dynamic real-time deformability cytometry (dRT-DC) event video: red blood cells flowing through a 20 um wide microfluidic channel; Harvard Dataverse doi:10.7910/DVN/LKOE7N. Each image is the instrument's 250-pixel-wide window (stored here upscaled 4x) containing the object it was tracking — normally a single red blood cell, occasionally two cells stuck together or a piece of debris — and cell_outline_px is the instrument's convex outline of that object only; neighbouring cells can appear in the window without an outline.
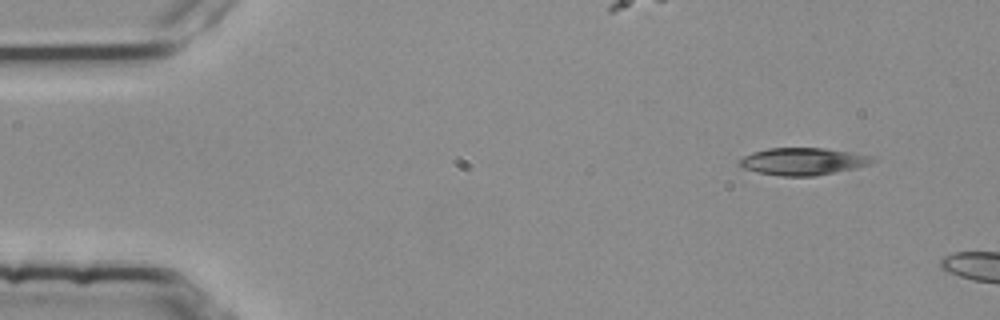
{"species": "common noctule bat (a hibernating species)", "species_latin": "Nyctalus noctula", "temperature_condition": "room temperature", "stored_images_in_passage": 5, "camera_frame_rate_fps": 3000, "um_per_image_px": 0.085, "animal": {"sex": "female", "body_mass_g": 25.1}, "frame": {"image": 1, "passage_image": 1, "time_ms": 0.0, "image_size_px": [1000, 320], "cell_outline_px": [[876, 160], [868, 164], [856, 168], [812, 176], [780, 176], [756, 172], [740, 168], [736, 164], [744, 156], [752, 152], [768, 148], [824, 148], [852, 152], [868, 156]], "centroid_in_image_um": [68.16, 13.72], "position_along_channel_um": 16.8, "area_um2": 21.1}}
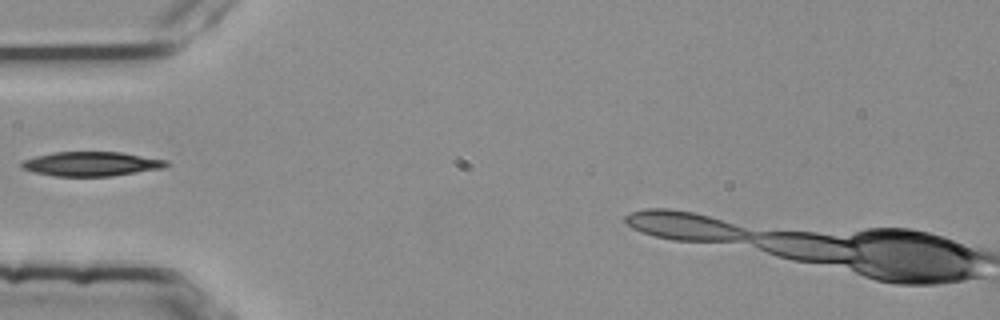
{"frame": {"image": 2, "passage_image": 4, "time_ms": 1.0, "image_size_px": [1000, 320], "cell_outline_px": [[172, 164], [164, 168], [112, 176], [56, 176], [36, 172], [24, 168], [20, 164], [24, 160], [36, 156], [52, 152], [124, 152], [168, 160]], "centroid_in_image_um": [7.86, 13.92], "position_along_channel_um": 77.1, "area_um2": 20.58}}